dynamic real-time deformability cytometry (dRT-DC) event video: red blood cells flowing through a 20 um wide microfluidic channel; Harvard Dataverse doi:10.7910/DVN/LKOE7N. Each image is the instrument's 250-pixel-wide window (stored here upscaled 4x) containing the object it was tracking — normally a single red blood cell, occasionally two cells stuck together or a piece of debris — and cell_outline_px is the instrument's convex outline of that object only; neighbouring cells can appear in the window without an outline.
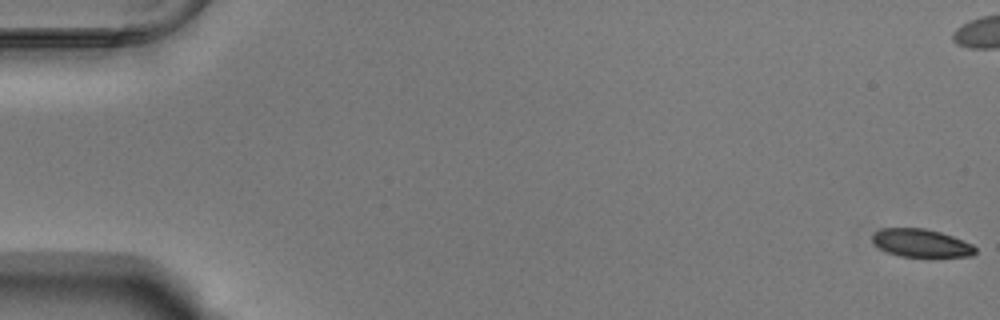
{"species": "Egyptian fruit bat (a non-hibernating species)", "species_latin": "Rousettus aegyptiacus", "temperature_condition": "warm", "stored_images_in_passage": 56, "camera_frame_rate_fps": 3000, "um_per_image_px": 0.085, "animal": {"sex": "male"}, "frame": {"image": 1, "passage_image": 1, "time_ms": 0.0, "image_size_px": [1000, 320], "cell_outline_px": [[976, 252], [972, 256], [900, 256], [888, 252], [872, 244], [872, 232], [880, 228], [924, 228], [940, 232], [952, 236], [972, 244], [976, 248]], "centroid_in_image_um": [78.25, 20.64], "position_along_channel_um": 6.8, "area_um2": 16.76}}
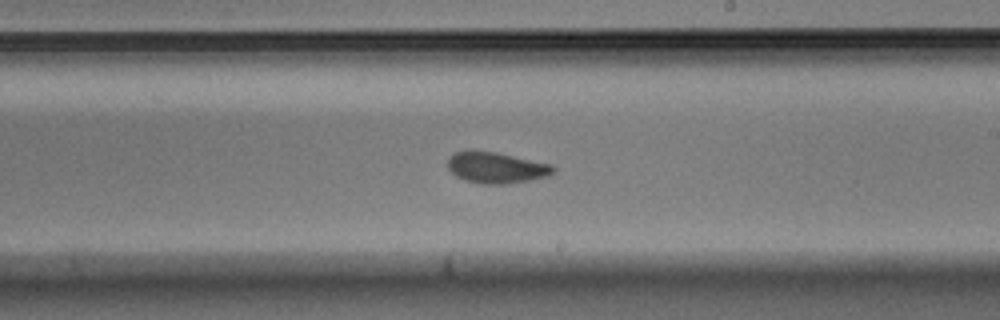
{"frame": {"image": 2, "passage_image": 33, "time_ms": 10.667, "image_size_px": [1000, 320], "cell_outline_px": [[556, 172], [548, 176], [508, 184], [484, 184], [464, 180], [456, 176], [448, 168], [448, 156], [456, 152], [468, 148], [472, 148], [496, 152], [552, 164], [556, 168]], "centroid_in_image_um": [42.16, 14.22], "position_along_channel_um": 246.8, "area_um2": 19.59}}
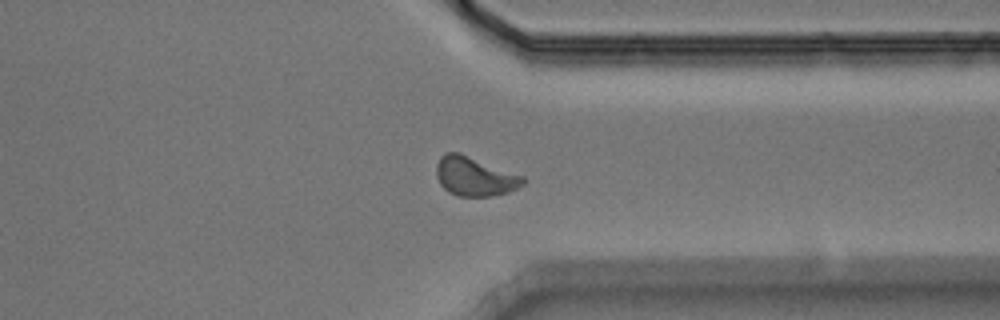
{"frame": {"image": 3, "passage_image": 43, "time_ms": 14.0, "image_size_px": [1000, 320], "cell_outline_px": [[524, 184], [508, 192], [492, 196], [456, 196], [448, 192], [440, 184], [436, 176], [436, 164], [440, 156], [444, 152], [460, 152], [524, 176]], "centroid_in_image_um": [40.32, 14.98], "position_along_channel_um": 371.1, "area_um2": 19.94}, "authors_computed_cell_mechanics": {"area_um2": 18.8428, "velocity_mm_per_s": 3.7505, "shape_relaxation_time_tau1_ms": 3.5416, "shape_relaxation_time_tau2_ms": 2.2247, "deformation_change_tau1": 0.1006, "deformation_change_tau2": 0.0648}}